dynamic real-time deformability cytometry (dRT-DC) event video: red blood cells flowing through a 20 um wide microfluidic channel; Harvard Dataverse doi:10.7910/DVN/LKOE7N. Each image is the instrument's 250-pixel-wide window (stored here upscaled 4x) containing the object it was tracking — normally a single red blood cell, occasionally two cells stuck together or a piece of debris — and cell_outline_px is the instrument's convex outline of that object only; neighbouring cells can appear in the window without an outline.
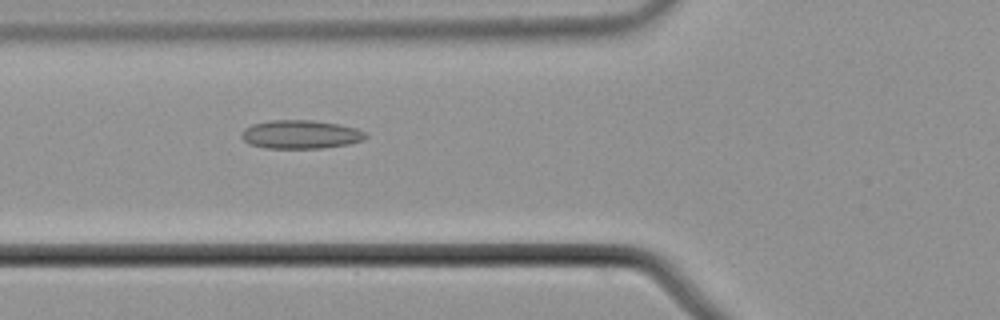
{"species": "common noctule bat (a hibernating species)", "species_latin": "Nyctalus noctula", "temperature_condition": "cold", "stored_images_in_passage": 37, "camera_frame_rate_fps": 3000, "um_per_image_px": 0.085, "animal": {"sex": "male", "body_mass_g": 21.5, "forearm_length_mm": 52.0}, "frame": {"image": 1, "passage_image": 7, "time_ms": 2.0, "image_size_px": [1000, 320], "cell_outline_px": [[368, 136], [364, 140], [348, 144], [320, 148], [268, 148], [248, 144], [240, 136], [240, 132], [244, 128], [252, 124], [268, 120], [312, 120], [340, 124], [356, 128], [364, 132]], "centroid_in_image_um": [25.52, 11.42], "position_along_channel_um": 100.3, "area_um2": 20.81}}
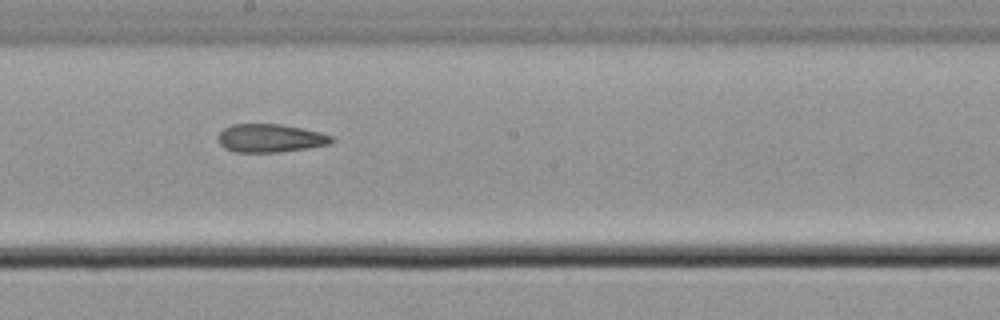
{"frame": {"image": 2, "passage_image": 17, "time_ms": 5.333, "image_size_px": [1000, 320], "cell_outline_px": [[336, 140], [328, 144], [280, 152], [236, 152], [224, 148], [220, 144], [220, 132], [224, 128], [232, 124], [280, 124], [320, 132], [332, 136]], "centroid_in_image_um": [22.97, 11.74], "position_along_channel_um": 225.2, "area_um2": 18.44}}
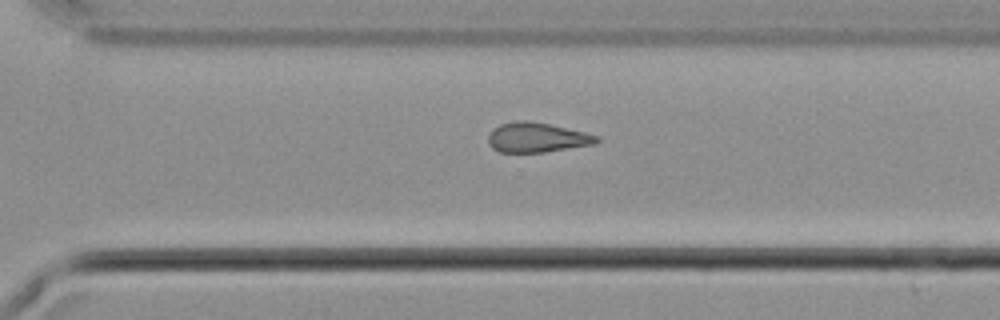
{"frame": {"image": 3, "passage_image": 25, "time_ms": 8.0, "image_size_px": [1000, 320], "cell_outline_px": [[600, 140], [596, 144], [544, 152], [500, 152], [492, 148], [488, 144], [488, 136], [492, 128], [500, 124], [516, 120], [528, 120], [548, 124], [584, 132], [600, 136]], "centroid_in_image_um": [45.62, 11.68], "position_along_channel_um": 325.0, "area_um2": 18.9}, "authors_computed_cell_mechanics": {"area_um2": 18.9006, "velocity_mm_per_s": 3.7461, "shape_relaxation_time_tau1_ms": null, "shape_relaxation_time_tau2_ms": 7.3917, "deformation_change_tau1": null, "deformation_change_tau2": 0.1787}}